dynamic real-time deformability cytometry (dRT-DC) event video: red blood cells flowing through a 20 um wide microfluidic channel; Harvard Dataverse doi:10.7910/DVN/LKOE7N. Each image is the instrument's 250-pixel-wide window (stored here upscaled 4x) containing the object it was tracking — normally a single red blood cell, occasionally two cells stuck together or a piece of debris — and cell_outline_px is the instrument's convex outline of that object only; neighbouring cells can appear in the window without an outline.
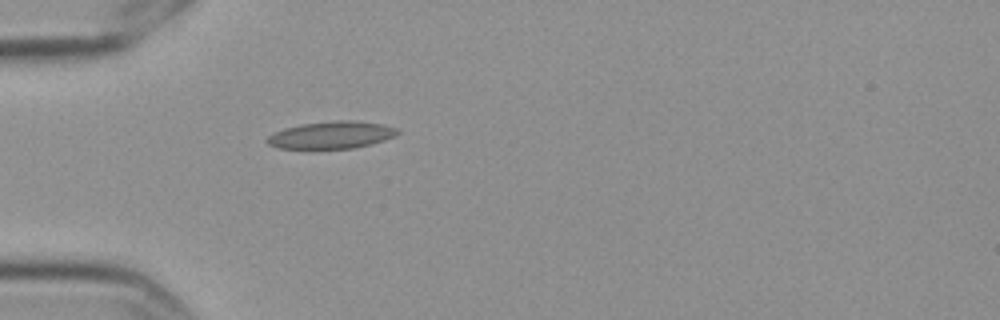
{"species": "Egyptian fruit bat (a non-hibernating species)", "species_latin": "Rousettus aegyptiacus", "temperature_condition": "cold", "stored_images_in_passage": 41, "camera_frame_rate_fps": 3000, "um_per_image_px": 0.085, "frame": {"image": 1, "passage_image": 1, "time_ms": 0.0, "image_size_px": [1000, 320], "cell_outline_px": [[400, 132], [396, 136], [372, 144], [356, 148], [312, 152], [280, 148], [268, 144], [264, 140], [268, 136], [284, 128], [300, 124], [336, 120], [356, 120], [384, 124], [396, 128]], "centroid_in_image_um": [28.14, 11.52], "position_along_channel_um": 56.9, "area_um2": 21.91}}
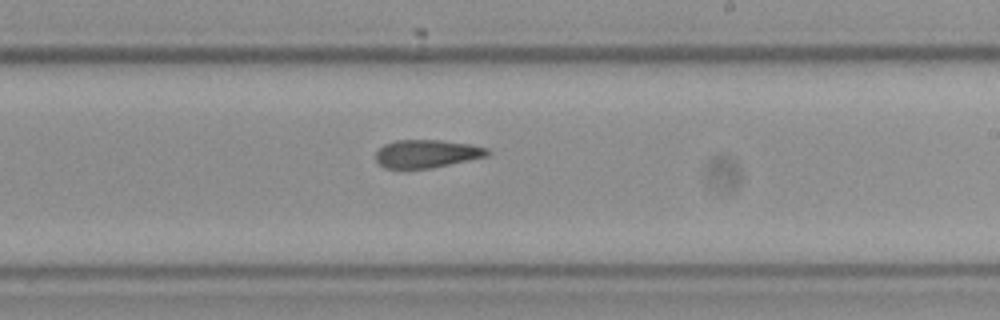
{"frame": {"image": 2, "passage_image": 18, "time_ms": 5.667, "image_size_px": [1000, 320], "cell_outline_px": [[492, 152], [488, 156], [432, 168], [384, 168], [376, 160], [376, 152], [384, 144], [396, 140], [440, 140], [472, 144], [488, 148]], "centroid_in_image_um": [36.32, 13.06], "position_along_channel_um": 252.7, "area_um2": 18.32}}
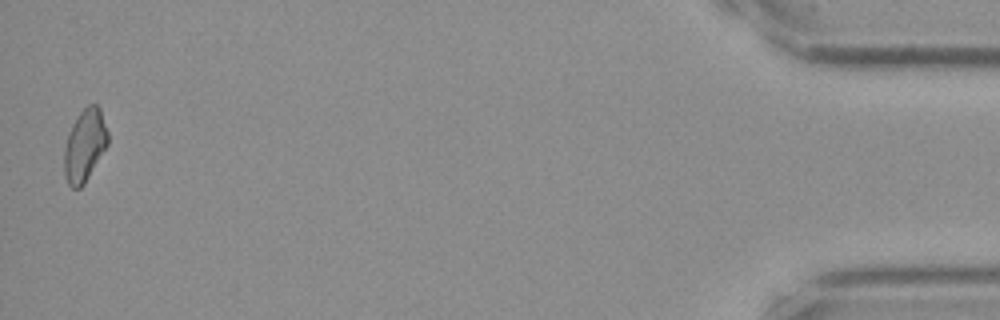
{"frame": {"image": 3, "passage_image": 40, "time_ms": 13.0, "image_size_px": [1000, 320], "cell_outline_px": [[108, 144], [84, 184], [80, 188], [72, 188], [68, 184], [64, 176], [64, 148], [68, 132], [72, 124], [80, 112], [88, 104], [96, 104], [100, 108], [108, 132]], "centroid_in_image_um": [7.19, 12.36], "position_along_channel_um": 428.0, "area_um2": 18.44}, "authors_computed_cell_mechanics": {"area_um2": 18.7272, "velocity_mm_per_s": 3.569, "shape_relaxation_time_tau1_ms": null, "shape_relaxation_time_tau2_ms": 3.9757, "deformation_change_tau1": null, "deformation_change_tau2": 0.1031}}